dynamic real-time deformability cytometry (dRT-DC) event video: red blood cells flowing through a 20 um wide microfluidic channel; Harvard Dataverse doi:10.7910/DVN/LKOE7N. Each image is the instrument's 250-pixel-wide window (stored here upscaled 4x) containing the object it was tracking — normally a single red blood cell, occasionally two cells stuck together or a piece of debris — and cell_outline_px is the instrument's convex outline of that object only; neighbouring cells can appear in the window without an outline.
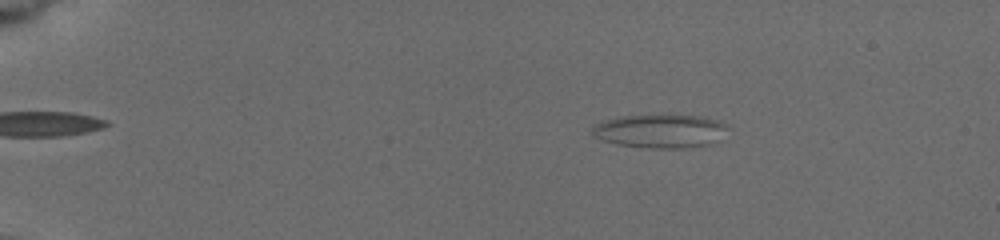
{"species": "common noctule bat (a hibernating species)", "species_latin": "Nyctalus noctula", "temperature_condition": "cold", "stored_images_in_passage": 55, "camera_frame_rate_fps": 3000, "um_per_image_px": 0.085, "animal": {"sex": "female", "body_mass_g": 19.5, "forearm_length_mm": 54.1}, "frame": {"image": 1, "passage_image": 11, "time_ms": 2.0, "image_size_px": [1000, 240], "cell_outline_px": [[724, 128], [712, 144], [684, 148], [648, 148], [620, 144], [604, 140], [592, 136], [592, 128], [596, 124], [604, 120], [620, 116], [700, 116], [720, 120], [724, 124]], "centroid_in_image_um": [56.05, 11.15], "position_along_channel_um": 28.9, "area_um2": 25.78}}
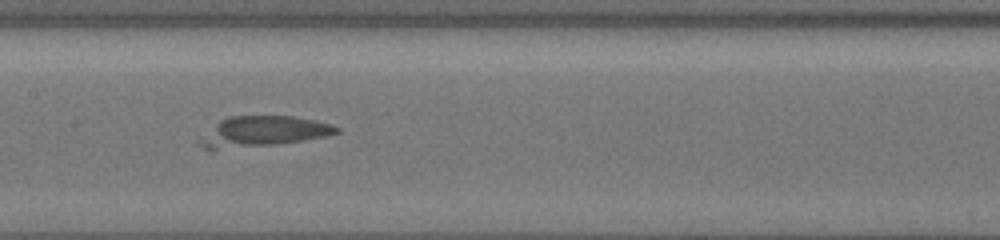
{"frame": {"image": 2, "passage_image": 34, "time_ms": 8.667, "image_size_px": [1000, 240], "cell_outline_px": [[340, 132], [324, 136], [300, 140], [272, 144], [208, 152], [200, 144], [200, 140], [220, 120], [232, 116], [292, 116], [332, 124], [340, 128]], "centroid_in_image_um": [22.32, 11.19], "position_along_channel_um": 185.1, "area_um2": 23.87}}
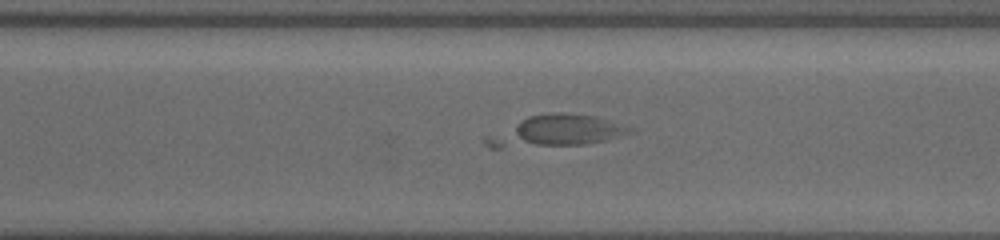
{"frame": {"image": 3, "passage_image": 50, "time_ms": 12.333, "image_size_px": [1000, 240], "cell_outline_px": [[636, 132], [604, 140], [584, 144], [500, 148], [488, 148], [484, 144], [484, 136], [528, 116], [552, 112], [560, 112], [596, 116], [632, 128]], "centroid_in_image_um": [47.21, 11.14], "position_along_channel_um": 323.4, "area_um2": 26.18}}